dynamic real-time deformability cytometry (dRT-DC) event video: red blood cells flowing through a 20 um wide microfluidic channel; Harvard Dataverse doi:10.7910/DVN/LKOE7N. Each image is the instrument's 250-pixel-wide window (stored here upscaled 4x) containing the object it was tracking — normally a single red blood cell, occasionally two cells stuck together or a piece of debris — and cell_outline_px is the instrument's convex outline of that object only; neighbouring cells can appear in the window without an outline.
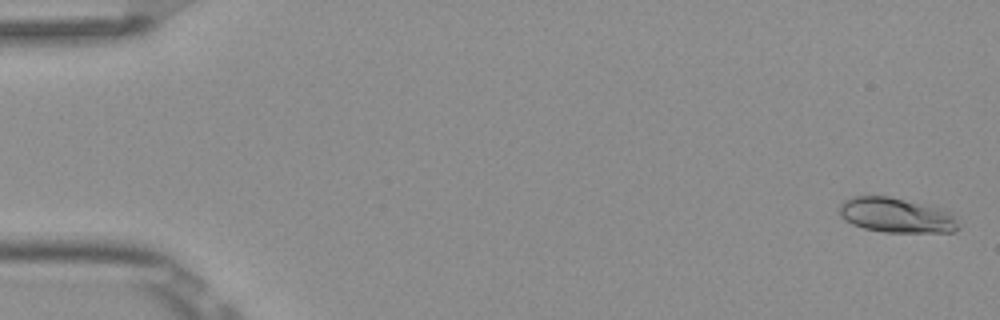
{"species": "Egyptian fruit bat (a non-hibernating species)", "species_latin": "Rousettus aegyptiacus", "temperature_condition": "room temperature", "stored_images_in_passage": 4, "camera_frame_rate_fps": 3000, "um_per_image_px": 0.085, "frame": {"image": 1, "passage_image": 1, "time_ms": 0.0, "image_size_px": [1000, 320], "cell_outline_px": [[960, 228], [952, 232], [884, 232], [864, 228], [852, 224], [844, 220], [840, 216], [840, 204], [844, 200], [852, 196], [888, 196], [944, 208], [952, 212], [956, 216]], "centroid_in_image_um": [76.23, 18.29], "position_along_channel_um": 8.8, "area_um2": 24.51}}
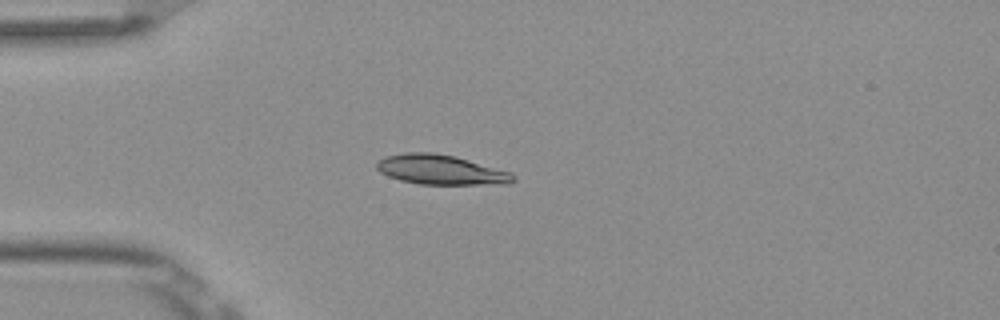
{"frame": {"image": 2, "passage_image": 4, "time_ms": 1.0, "image_size_px": [1000, 320], "cell_outline_px": [[516, 180], [508, 184], [420, 184], [400, 180], [388, 176], [380, 172], [376, 168], [376, 164], [384, 156], [404, 152], [432, 152], [452, 156], [468, 160], [512, 172], [516, 176]], "centroid_in_image_um": [37.47, 14.43], "position_along_channel_um": 47.5, "area_um2": 23.64}}